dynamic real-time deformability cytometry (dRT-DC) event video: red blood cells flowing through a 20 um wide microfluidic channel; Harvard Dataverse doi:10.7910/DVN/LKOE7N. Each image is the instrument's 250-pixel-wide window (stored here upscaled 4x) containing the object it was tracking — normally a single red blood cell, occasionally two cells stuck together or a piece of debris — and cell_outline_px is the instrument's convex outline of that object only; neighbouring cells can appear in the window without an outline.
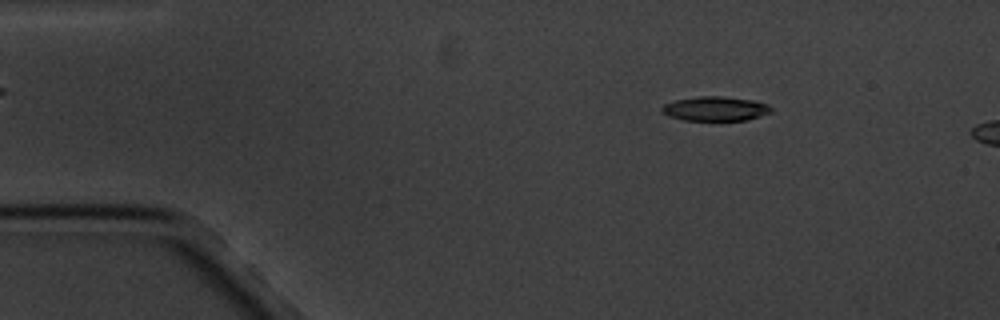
{"species": "common noctule bat (a hibernating species)", "species_latin": "Nyctalus noctula", "temperature_condition": "cold", "stored_images_in_passage": 4, "camera_frame_rate_fps": 3000, "um_per_image_px": 0.085, "animal": {"sex": "male", "body_mass_g": 20.1, "forearm_length_mm": 53.5}, "frame": {"image": 1, "passage_image": 2, "time_ms": 1.333, "image_size_px": [1000, 320], "cell_outline_px": [[772, 112], [748, 120], [684, 120], [668, 116], [660, 112], [660, 108], [664, 104], [676, 100], [700, 96], [724, 96], [752, 100], [768, 104], [772, 108]], "centroid_in_image_um": [60.8, 9.24], "position_along_channel_um": 24.2, "area_um2": 15.61}}